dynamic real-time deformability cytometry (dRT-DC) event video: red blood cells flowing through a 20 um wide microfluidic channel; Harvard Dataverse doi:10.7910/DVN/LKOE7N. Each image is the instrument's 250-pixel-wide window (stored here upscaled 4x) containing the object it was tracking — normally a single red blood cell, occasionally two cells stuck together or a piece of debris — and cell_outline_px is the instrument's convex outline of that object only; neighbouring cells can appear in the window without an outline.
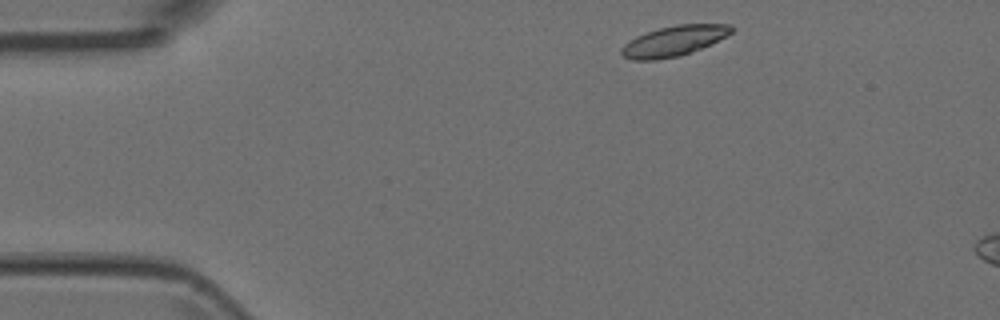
{"species": "Egyptian fruit bat (a non-hibernating species)", "species_latin": "Rousettus aegyptiacus", "temperature_condition": "room temperature", "stored_images_in_passage": 3, "camera_frame_rate_fps": 3000, "um_per_image_px": 0.085, "animal": {"sex": "female"}, "frame": {"image": 1, "passage_image": 1, "time_ms": 0.0, "image_size_px": [1000, 320], "cell_outline_px": [[736, 28], [732, 32], [700, 48], [676, 56], [656, 60], [632, 60], [624, 56], [620, 52], [620, 48], [624, 44], [636, 36], [660, 28], [676, 24], [732, 24]], "centroid_in_image_um": [57.25, 3.46], "position_along_channel_um": 27.8, "area_um2": 19.02}}